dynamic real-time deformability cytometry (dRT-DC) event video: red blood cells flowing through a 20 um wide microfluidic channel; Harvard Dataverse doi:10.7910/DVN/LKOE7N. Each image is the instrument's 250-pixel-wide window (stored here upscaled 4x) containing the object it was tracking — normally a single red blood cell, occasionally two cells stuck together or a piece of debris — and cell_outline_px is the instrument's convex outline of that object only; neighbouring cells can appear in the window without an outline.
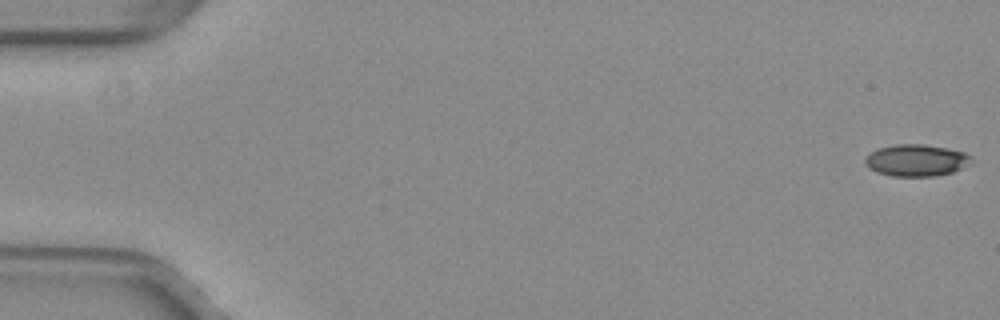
{"species": "common noctule bat (a hibernating species)", "species_latin": "Nyctalus noctula", "temperature_condition": "warm", "stored_images_in_passage": 53, "camera_frame_rate_fps": 3000, "um_per_image_px": 0.085, "animal": {"sex": "female", "body_mass_g": 29.2, "forearm_length_mm": 56.3}, "frame": {"image": 1, "passage_image": 1, "time_ms": 0.0, "image_size_px": [1000, 320], "cell_outline_px": [[976, 160], [972, 164], [952, 172], [936, 176], [892, 176], [876, 172], [868, 168], [864, 164], [864, 156], [880, 148], [896, 144], [924, 144], [964, 152], [972, 156]], "centroid_in_image_um": [77.91, 13.63], "position_along_channel_um": 7.1, "area_um2": 19.94}}
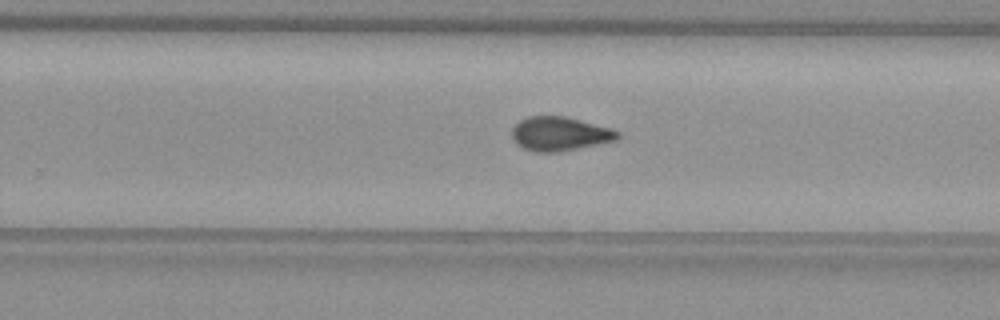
{"frame": {"image": 2, "passage_image": 34, "time_ms": 11.0, "image_size_px": [1000, 320], "cell_outline_px": [[620, 140], [600, 144], [556, 152], [536, 152], [524, 148], [516, 144], [512, 136], [512, 128], [520, 120], [528, 116], [564, 116], [612, 128], [620, 132]], "centroid_in_image_um": [47.61, 11.37], "position_along_channel_um": 282.2, "area_um2": 21.04}}
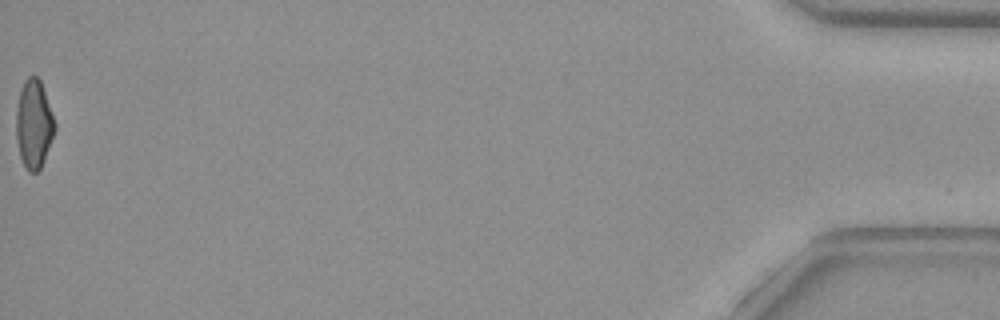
{"frame": {"image": 3, "passage_image": 53, "time_ms": 17.333, "image_size_px": [1000, 320], "cell_outline_px": [[56, 128], [44, 160], [40, 168], [36, 172], [28, 172], [20, 156], [16, 140], [16, 108], [20, 92], [24, 80], [28, 76], [36, 76], [40, 80], [56, 124]], "centroid_in_image_um": [2.87, 10.55], "position_along_channel_um": 432.3, "area_um2": 19.77}, "authors_computed_cell_mechanics": {"area_um2": 20.5768, "velocity_mm_per_s": 4.0091, "shape_relaxation_time_tau1_ms": null, "shape_relaxation_time_tau2_ms": 1.744, "deformation_change_tau1": null, "deformation_change_tau2": 0.067}}